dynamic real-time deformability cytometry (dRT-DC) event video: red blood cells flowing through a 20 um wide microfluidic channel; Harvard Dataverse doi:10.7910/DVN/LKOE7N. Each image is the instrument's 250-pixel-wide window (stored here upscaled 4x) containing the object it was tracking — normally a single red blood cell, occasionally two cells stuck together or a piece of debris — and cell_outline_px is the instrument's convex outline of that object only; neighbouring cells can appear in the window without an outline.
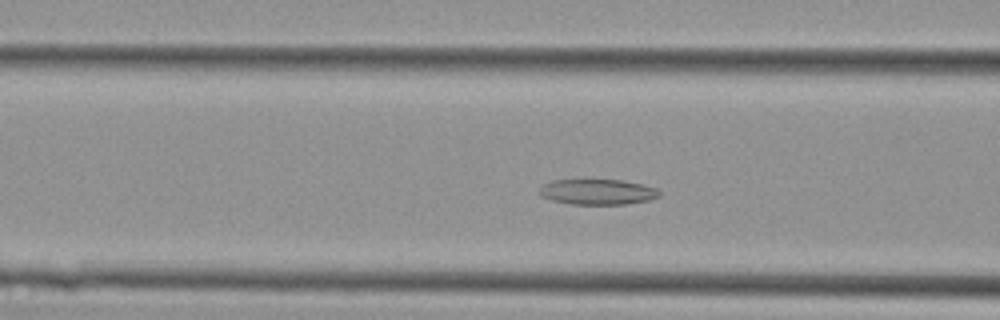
{"species": "Egyptian fruit bat (a non-hibernating species)", "species_latin": "Rousettus aegyptiacus", "temperature_condition": "cold", "stored_images_in_passage": 39, "camera_frame_rate_fps": 3000, "um_per_image_px": 0.085, "animal": {"sex": "female"}, "frame": {"image": 1, "passage_image": 12, "time_ms": 3.667, "image_size_px": [1000, 320], "cell_outline_px": [[660, 196], [648, 200], [624, 204], [572, 204], [552, 200], [540, 196], [540, 188], [544, 184], [552, 180], [620, 180], [644, 184], [656, 188], [660, 192]], "centroid_in_image_um": [50.8, 16.31], "position_along_channel_um": 115.8, "area_um2": 17.69}}
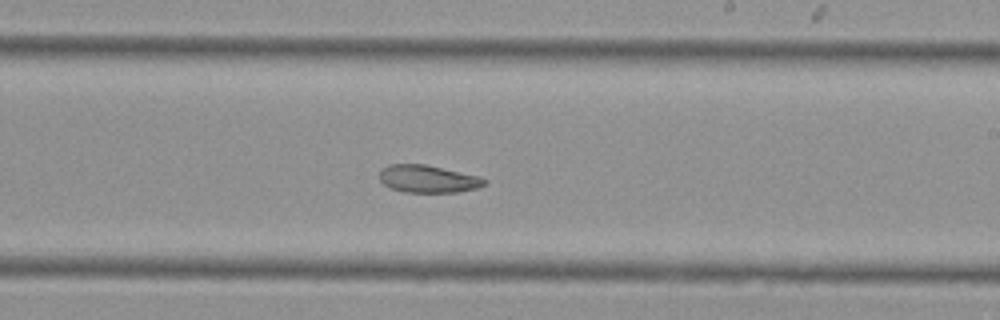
{"frame": {"image": 2, "passage_image": 21, "time_ms": 6.667, "image_size_px": [1000, 320], "cell_outline_px": [[488, 184], [476, 188], [456, 192], [404, 192], [392, 188], [384, 184], [380, 180], [380, 168], [388, 164], [424, 164], [480, 176], [488, 180]], "centroid_in_image_um": [36.39, 15.2], "position_along_channel_um": 252.6, "area_um2": 16.88}}
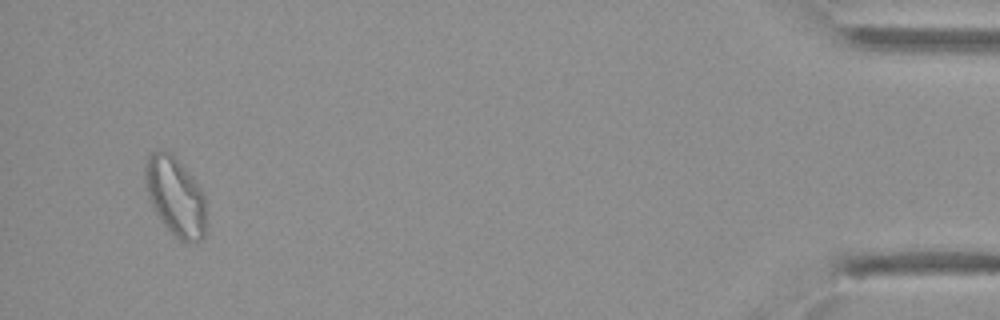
{"frame": {"image": 3, "passage_image": 37, "time_ms": 12.0, "image_size_px": [1000, 320], "cell_outline_px": [[204, 236], [200, 240], [180, 240], [164, 224], [156, 212], [148, 196], [144, 180], [144, 164], [148, 156], [152, 152], [172, 152], [192, 176], [204, 192]], "centroid_in_image_um": [14.88, 16.63], "position_along_channel_um": 420.3, "area_um2": 27.51}}